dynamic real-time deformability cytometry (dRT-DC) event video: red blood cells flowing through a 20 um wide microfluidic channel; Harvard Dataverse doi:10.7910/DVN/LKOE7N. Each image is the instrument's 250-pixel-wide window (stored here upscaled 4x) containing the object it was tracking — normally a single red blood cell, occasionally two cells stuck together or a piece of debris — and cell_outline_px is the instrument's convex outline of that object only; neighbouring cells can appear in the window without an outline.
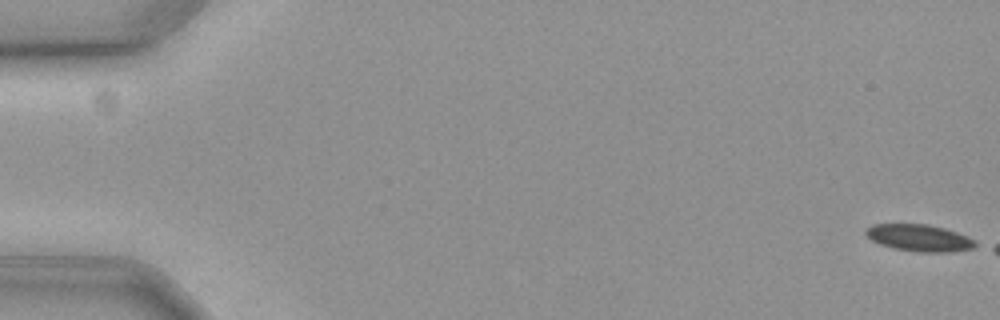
{"species": "common noctule bat (a hibernating species)", "species_latin": "Nyctalus noctula", "temperature_condition": "cold", "stored_images_in_passage": 10, "camera_frame_rate_fps": 3000, "um_per_image_px": 0.085, "animal": {"sex": "female", "body_mass_g": 19.3, "forearm_length_mm": 54.1}, "frame": {"image": 1, "passage_image": 1, "time_ms": 0.0, "image_size_px": [1000, 320], "cell_outline_px": [[980, 244], [972, 248], [952, 252], [920, 252], [896, 248], [880, 244], [872, 240], [864, 232], [872, 224], [924, 224], [944, 228], [956, 232]], "centroid_in_image_um": [78.14, 20.22], "position_along_channel_um": 6.9, "area_um2": 16.82}}